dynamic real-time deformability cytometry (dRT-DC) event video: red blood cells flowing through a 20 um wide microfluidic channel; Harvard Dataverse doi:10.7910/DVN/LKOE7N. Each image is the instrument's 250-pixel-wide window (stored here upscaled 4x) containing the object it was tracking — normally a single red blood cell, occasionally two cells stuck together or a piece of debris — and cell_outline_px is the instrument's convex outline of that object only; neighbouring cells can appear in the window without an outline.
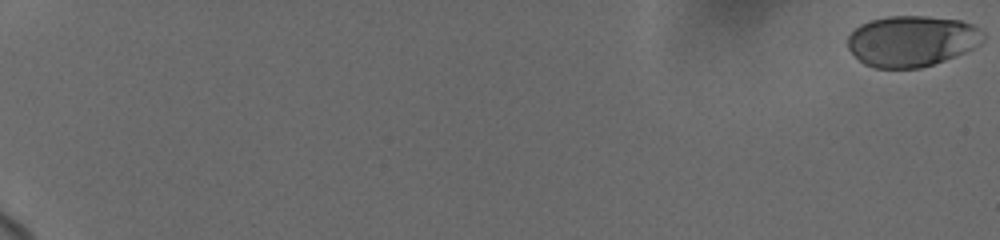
{"species": "human", "species_latin": "Homo sapiens", "temperature_condition": "cold", "stored_images_in_passage": 77, "camera_frame_rate_fps": 3000, "um_per_image_px": 0.085, "donor": {"sex": "female"}, "frame": {"image": 1, "passage_image": 1, "time_ms": 0.0, "image_size_px": [1000, 240], "cell_outline_px": [[984, 40], [980, 44], [964, 52], [944, 60], [920, 68], [876, 68], [864, 64], [848, 48], [848, 36], [860, 24], [868, 20], [888, 16], [924, 16], [960, 20], [972, 24], [984, 36]], "centroid_in_image_um": [77.48, 3.48], "position_along_channel_um": 7.5, "area_um2": 39.94}}
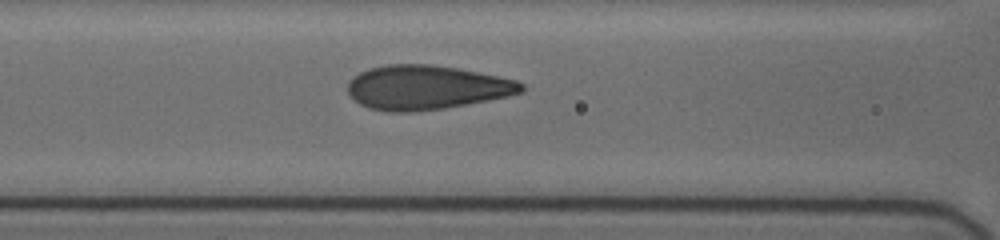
{"frame": {"image": 2, "passage_image": 35, "time_ms": 9.667, "image_size_px": [1000, 240], "cell_outline_px": [[524, 92], [508, 96], [488, 100], [444, 108], [412, 112], [388, 112], [368, 108], [360, 104], [348, 92], [348, 80], [352, 76], [368, 68], [384, 64], [428, 64], [456, 68], [516, 80], [524, 84]], "centroid_in_image_um": [36.21, 7.43], "position_along_channel_um": 130.4, "area_um2": 44.74}}
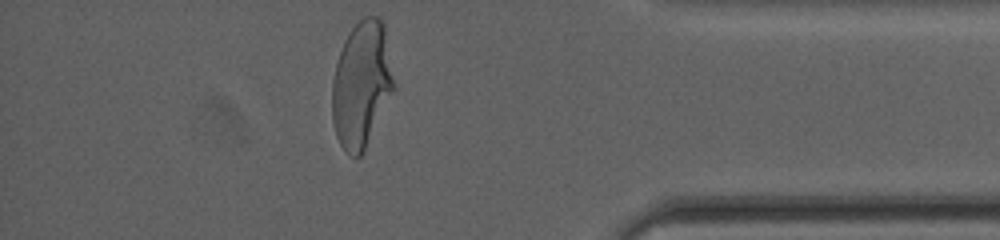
{"frame": {"image": 3, "passage_image": 76, "time_ms": 17.667, "image_size_px": [1000, 240], "cell_outline_px": [[396, 84], [364, 152], [360, 156], [352, 156], [344, 152], [336, 136], [332, 120], [332, 80], [336, 64], [344, 40], [352, 28], [364, 16], [380, 16], [384, 24]], "centroid_in_image_um": [30.73, 7.18], "position_along_channel_um": 404.5, "area_um2": 45.6}, "authors_computed_cell_mechanics": {"area_um2": 43.1188, "velocity_mm_per_s": 3.6793, "shape_relaxation_time_tau1_ms": 4.4616, "shape_relaxation_time_tau2_ms": null, "deformation_change_tau1": 0.2042, "deformation_change_tau2": null}}